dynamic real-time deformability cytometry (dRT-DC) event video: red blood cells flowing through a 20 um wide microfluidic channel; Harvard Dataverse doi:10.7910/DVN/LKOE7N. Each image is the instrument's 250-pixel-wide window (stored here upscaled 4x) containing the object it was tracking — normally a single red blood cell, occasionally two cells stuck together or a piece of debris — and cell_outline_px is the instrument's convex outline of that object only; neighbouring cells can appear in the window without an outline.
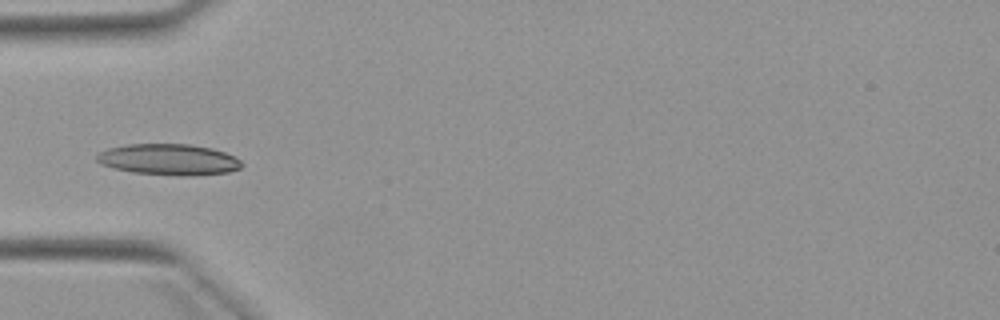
{"species": "Egyptian fruit bat (a non-hibernating species)", "species_latin": "Rousettus aegyptiacus", "temperature_condition": "warm", "stored_images_in_passage": 4, "camera_frame_rate_fps": 3000, "um_per_image_px": 0.085, "animal": {"sex": "female"}, "frame": {"image": 1, "passage_image": 4, "time_ms": 3.667, "image_size_px": [1000, 320], "cell_outline_px": [[244, 164], [240, 168], [228, 172], [188, 176], [176, 176], [132, 172], [112, 168], [100, 164], [96, 160], [96, 156], [100, 152], [108, 148], [128, 144], [188, 144], [212, 148], [224, 152], [240, 160]], "centroid_in_image_um": [14.32, 13.56], "position_along_channel_um": 70.7, "area_um2": 26.36}}